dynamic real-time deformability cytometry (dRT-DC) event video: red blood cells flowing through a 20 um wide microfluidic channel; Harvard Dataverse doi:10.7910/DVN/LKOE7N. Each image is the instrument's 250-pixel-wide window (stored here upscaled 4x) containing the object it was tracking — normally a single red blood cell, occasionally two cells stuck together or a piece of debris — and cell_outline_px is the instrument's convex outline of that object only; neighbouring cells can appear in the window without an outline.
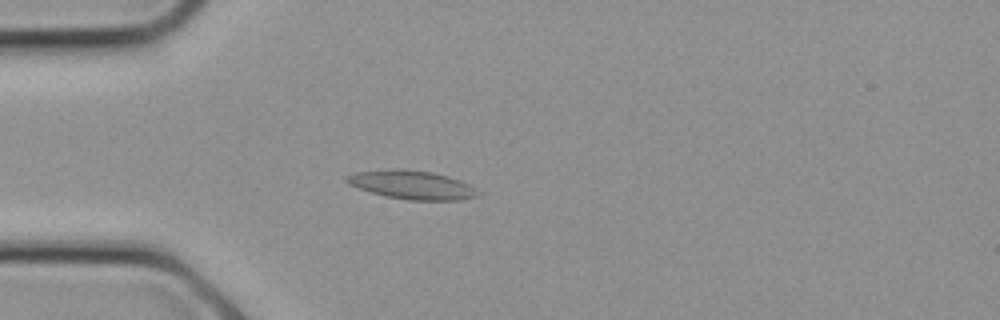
{"species": "common noctule bat (a hibernating species)", "species_latin": "Nyctalus noctula", "temperature_condition": "cold", "stored_images_in_passage": 17, "camera_frame_rate_fps": 3000, "um_per_image_px": 0.085, "animal": {"sex": "female", "body_mass_g": 21.9}, "frame": {"image": 1, "passage_image": 7, "time_ms": 2.0, "image_size_px": [1000, 320], "cell_outline_px": [[480, 196], [460, 200], [408, 200], [388, 196], [372, 192], [348, 184], [344, 180], [344, 176], [356, 172], [392, 168], [404, 168], [432, 172], [448, 176], [460, 180], [468, 184]], "centroid_in_image_um": [34.97, 15.69], "position_along_channel_um": 50.0, "area_um2": 21.85}}
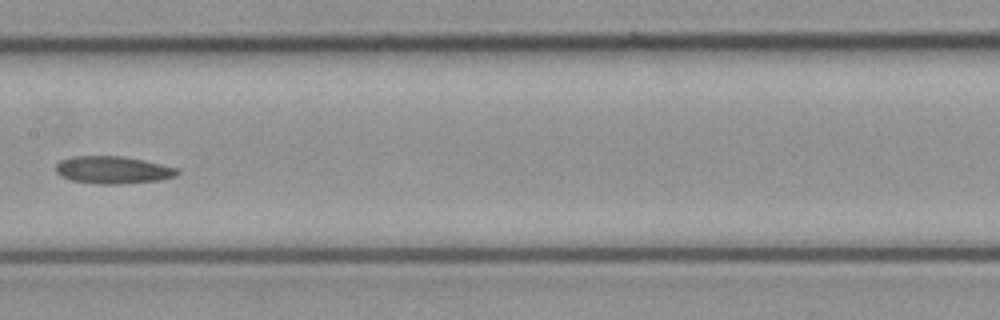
{"frame": {"image": 2, "passage_image": 13, "time_ms": 4.0, "image_size_px": [1000, 320], "cell_outline_px": [[180, 172], [176, 176], [160, 180], [116, 184], [100, 184], [72, 180], [60, 176], [56, 172], [56, 164], [60, 160], [72, 156], [124, 156], [144, 160], [180, 168]], "centroid_in_image_um": [9.62, 14.43], "position_along_channel_um": 197.8, "area_um2": 19.54}}
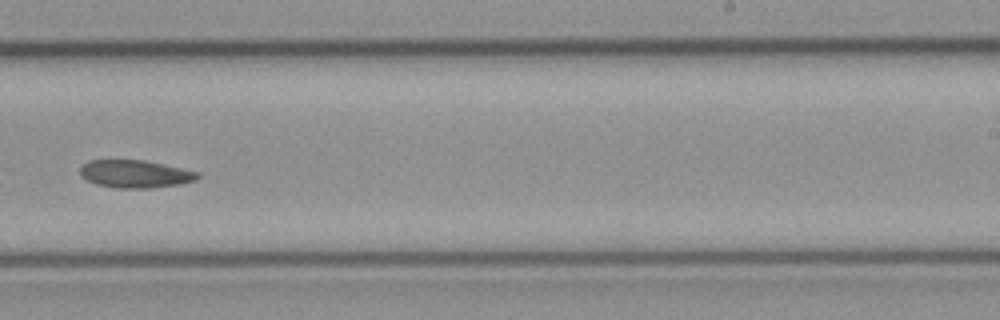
{"frame": {"image": 3, "passage_image": 16, "time_ms": 5.0, "image_size_px": [1000, 320], "cell_outline_px": [[200, 176], [196, 180], [180, 184], [148, 188], [116, 188], [96, 184], [80, 176], [80, 168], [88, 160], [144, 160], [164, 164], [200, 172]], "centroid_in_image_um": [11.5, 14.78], "position_along_channel_um": 277.5, "area_um2": 19.02}}